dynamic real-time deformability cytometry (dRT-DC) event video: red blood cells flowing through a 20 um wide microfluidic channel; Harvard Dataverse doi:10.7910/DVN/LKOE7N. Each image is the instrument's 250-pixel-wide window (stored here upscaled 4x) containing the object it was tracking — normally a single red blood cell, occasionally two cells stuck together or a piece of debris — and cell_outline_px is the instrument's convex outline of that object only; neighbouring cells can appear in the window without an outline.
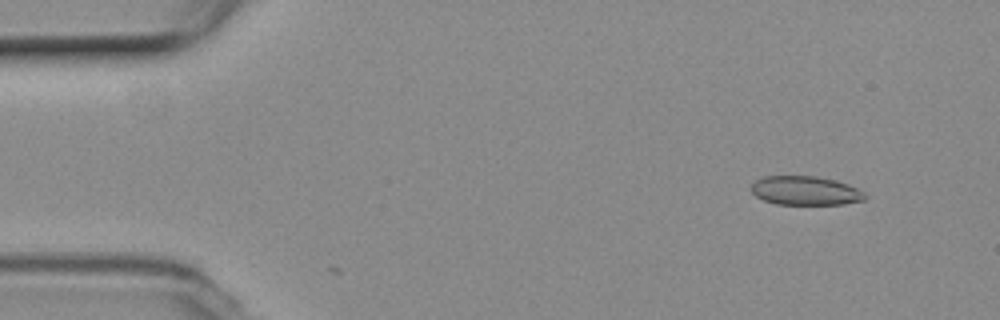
{"species": "common noctule bat (a hibernating species)", "species_latin": "Nyctalus noctula", "temperature_condition": "room temperature", "stored_images_in_passage": 2, "camera_frame_rate_fps": 3000, "um_per_image_px": 0.085, "animal": {"sex": "female", "body_mass_g": 19.3, "forearm_length_mm": 54.1}, "frame": {"image": 1, "passage_image": 1, "time_ms": 0.0, "image_size_px": [1000, 320], "cell_outline_px": [[868, 196], [864, 200], [844, 204], [776, 204], [764, 200], [756, 196], [752, 192], [752, 184], [756, 180], [764, 176], [816, 176], [836, 180], [848, 184], [864, 192]], "centroid_in_image_um": [68.48, 16.2], "position_along_channel_um": 16.5, "area_um2": 19.19}}